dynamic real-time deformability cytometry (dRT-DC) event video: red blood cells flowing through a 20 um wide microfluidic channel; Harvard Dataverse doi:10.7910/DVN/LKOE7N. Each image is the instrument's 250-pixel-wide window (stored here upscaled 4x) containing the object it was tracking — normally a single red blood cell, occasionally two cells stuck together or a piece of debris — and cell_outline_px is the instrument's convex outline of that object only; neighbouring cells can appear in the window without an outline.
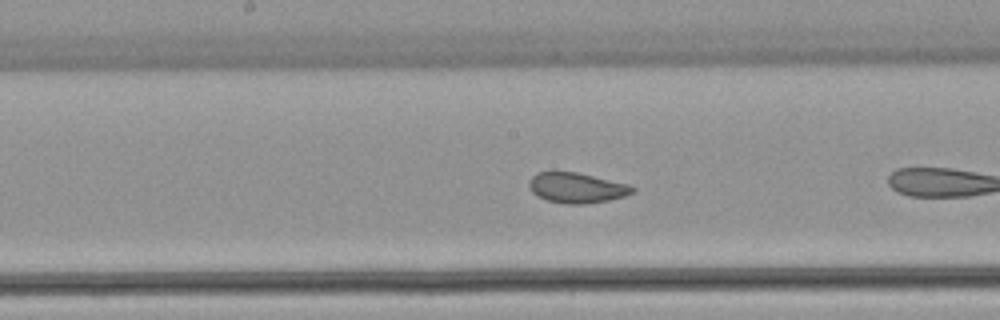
{"species": "common noctule bat (a hibernating species)", "species_latin": "Nyctalus noctula", "temperature_condition": "warm", "stored_images_in_passage": 26, "camera_frame_rate_fps": 3000, "um_per_image_px": 0.085, "animal": {"sex": "female", "body_mass_g": 22.7, "forearm_length_mm": 54.2}, "frame": {"image": 1, "passage_image": 12, "time_ms": 3.667, "image_size_px": [1000, 320], "cell_outline_px": [[636, 188], [632, 192], [624, 196], [608, 200], [588, 204], [564, 204], [548, 200], [536, 196], [532, 192], [528, 184], [528, 180], [536, 172], [576, 172], [632, 184]], "centroid_in_image_um": [49.02, 15.96], "position_along_channel_um": 199.2, "area_um2": 18.44}}
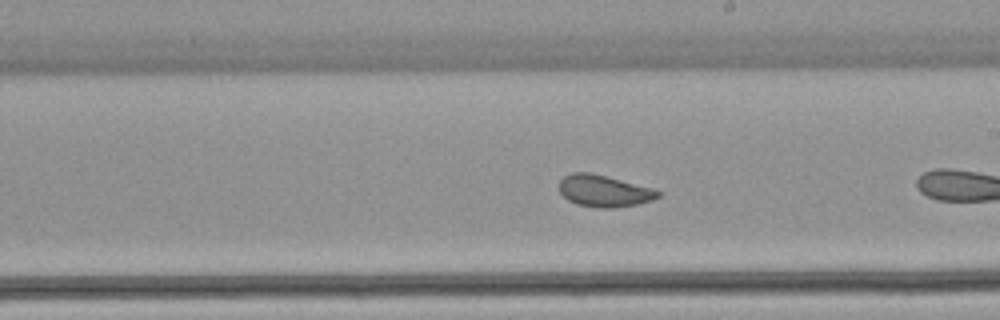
{"frame": {"image": 2, "passage_image": 15, "time_ms": 4.667, "image_size_px": [1000, 320], "cell_outline_px": [[660, 196], [652, 200], [636, 204], [612, 208], [596, 208], [576, 204], [568, 200], [560, 192], [560, 180], [564, 176], [572, 172], [592, 172], [652, 188], [660, 192]], "centroid_in_image_um": [51.32, 16.22], "position_along_channel_um": 237.7, "area_um2": 18.26}}